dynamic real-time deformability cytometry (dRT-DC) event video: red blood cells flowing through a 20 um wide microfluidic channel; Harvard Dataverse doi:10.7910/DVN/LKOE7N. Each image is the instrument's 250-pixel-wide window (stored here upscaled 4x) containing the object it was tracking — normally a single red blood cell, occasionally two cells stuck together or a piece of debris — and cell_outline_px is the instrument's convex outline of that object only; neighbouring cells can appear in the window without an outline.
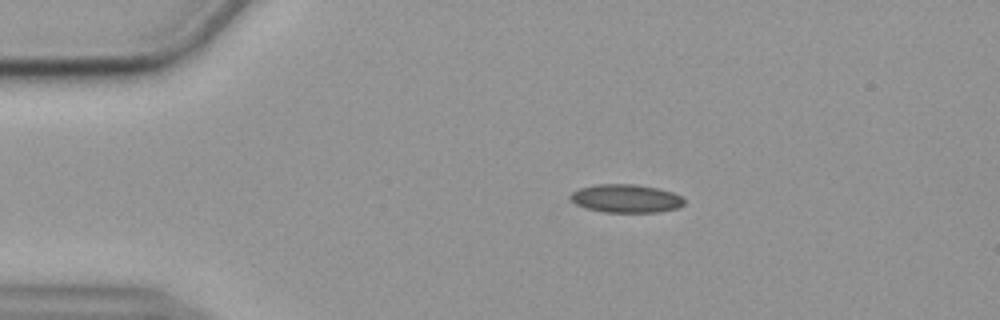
{"species": "common noctule bat (a hibernating species)", "species_latin": "Nyctalus noctula", "temperature_condition": "cold", "stored_images_in_passage": 47, "camera_frame_rate_fps": 3000, "um_per_image_px": 0.085, "animal": {"sex": "female", "body_mass_g": 19.9}, "frame": {"image": 1, "passage_image": 2, "time_ms": 0.333, "image_size_px": [1000, 320], "cell_outline_px": [[684, 204], [676, 208], [656, 212], [604, 212], [588, 208], [576, 204], [568, 196], [572, 192], [580, 188], [596, 184], [632, 184], [656, 188], [672, 192], [680, 196], [684, 200]], "centroid_in_image_um": [53.18, 16.87], "position_along_channel_um": 31.8, "area_um2": 18.5}}
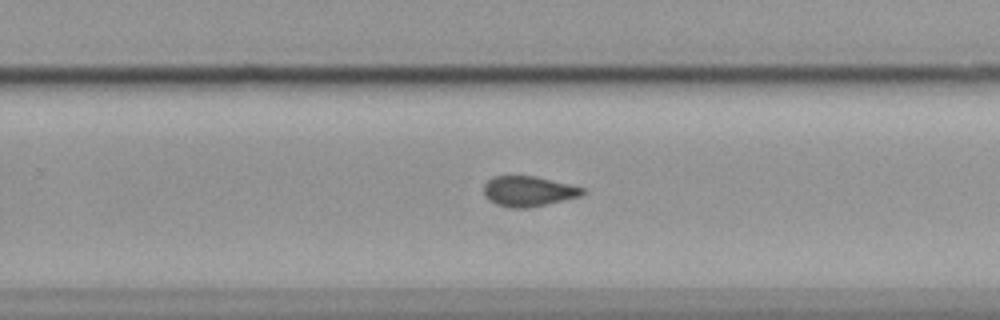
{"frame": {"image": 2, "passage_image": 27, "time_ms": 8.667, "image_size_px": [1000, 320], "cell_outline_px": [[584, 192], [580, 196], [548, 204], [524, 208], [512, 208], [496, 204], [488, 200], [484, 196], [484, 184], [492, 176], [512, 172], [536, 176], [584, 188]], "centroid_in_image_um": [44.83, 16.21], "position_along_channel_um": 285.0, "area_um2": 17.98}}
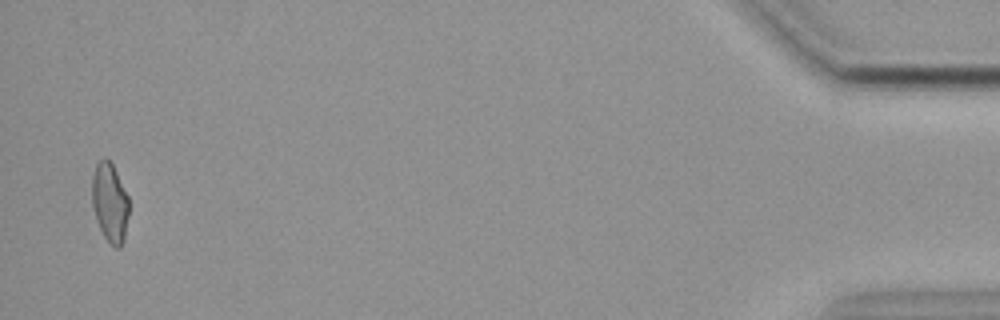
{"frame": {"image": 3, "passage_image": 46, "time_ms": 15.0, "image_size_px": [1000, 320], "cell_outline_px": [[128, 216], [124, 240], [120, 248], [116, 248], [104, 236], [96, 220], [92, 204], [92, 176], [96, 164], [104, 156], [112, 164], [128, 196]], "centroid_in_image_um": [9.33, 17.21], "position_along_channel_um": 425.9, "area_um2": 16.88}, "authors_computed_cell_mechanics": {"area_um2": 17.9758, "velocity_mm_per_s": 3.5806, "shape_relaxation_time_tau1_ms": null, "shape_relaxation_time_tau2_ms": 2.0679, "deformation_change_tau1": null, "deformation_change_tau2": 0.0719}}